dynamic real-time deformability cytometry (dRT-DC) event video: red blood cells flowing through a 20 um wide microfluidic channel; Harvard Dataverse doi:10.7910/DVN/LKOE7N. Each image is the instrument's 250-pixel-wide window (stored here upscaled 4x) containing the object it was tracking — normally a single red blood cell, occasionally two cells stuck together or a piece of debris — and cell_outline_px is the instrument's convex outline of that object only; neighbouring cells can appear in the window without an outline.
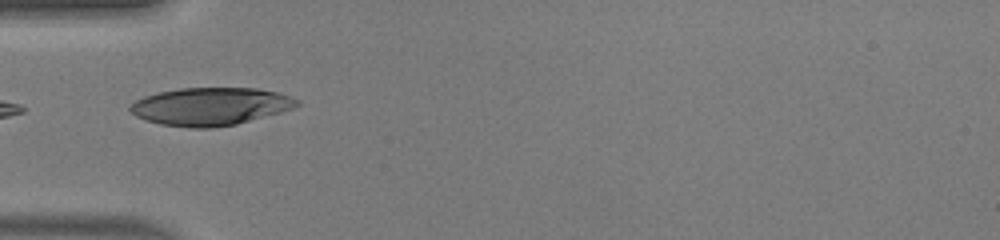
{"species": "human", "species_latin": "Homo sapiens", "temperature_condition": "warm", "stored_images_in_passage": 3, "camera_frame_rate_fps": 3000, "um_per_image_px": 0.085, "donor": {"sex": "male"}, "frame": {"image": 1, "passage_image": 1, "time_ms": 0.0, "image_size_px": [1000, 240], "cell_outline_px": [[300, 104], [292, 108], [280, 112], [236, 124], [212, 128], [192, 128], [160, 124], [136, 116], [128, 108], [136, 100], [144, 96], [160, 92], [180, 88], [256, 88], [280, 92], [292, 96], [300, 100]], "centroid_in_image_um": [17.92, 9.04], "position_along_channel_um": 67.1, "area_um2": 36.65}}